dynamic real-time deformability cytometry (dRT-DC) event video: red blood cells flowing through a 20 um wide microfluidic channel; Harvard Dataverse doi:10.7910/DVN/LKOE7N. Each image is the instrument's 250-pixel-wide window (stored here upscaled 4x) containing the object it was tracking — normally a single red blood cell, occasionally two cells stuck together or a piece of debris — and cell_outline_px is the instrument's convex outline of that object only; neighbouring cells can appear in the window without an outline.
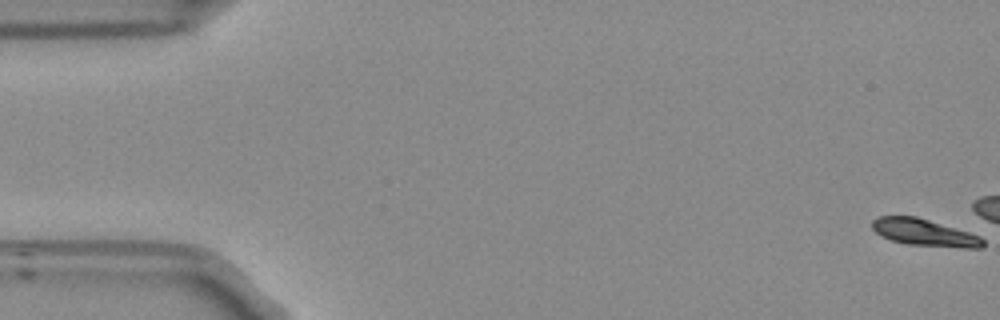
{"species": "Egyptian fruit bat (a non-hibernating species)", "species_latin": "Rousettus aegyptiacus", "temperature_condition": "room temperature", "stored_images_in_passage": 3, "camera_frame_rate_fps": 3000, "um_per_image_px": 0.085, "frame": {"image": 1, "passage_image": 1, "time_ms": 0.0, "image_size_px": [1000, 320], "cell_outline_px": [[984, 244], [980, 248], [964, 248], [908, 244], [892, 240], [880, 236], [872, 228], [872, 220], [876, 216], [916, 216], [968, 232], [980, 236], [984, 240]], "centroid_in_image_um": [78.54, 19.76], "position_along_channel_um": 6.5, "area_um2": 17.28}}